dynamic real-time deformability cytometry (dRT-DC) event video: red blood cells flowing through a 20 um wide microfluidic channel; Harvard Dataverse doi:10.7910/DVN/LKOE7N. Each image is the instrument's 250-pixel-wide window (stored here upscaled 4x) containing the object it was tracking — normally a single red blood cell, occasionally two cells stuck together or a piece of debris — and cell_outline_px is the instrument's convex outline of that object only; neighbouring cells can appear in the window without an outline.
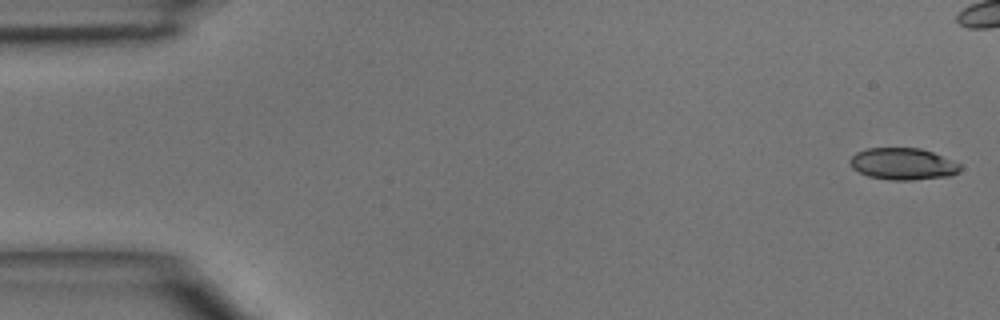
{"species": "common noctule bat (a hibernating species)", "species_latin": "Nyctalus noctula", "temperature_condition": "room temperature", "stored_images_in_passage": 5, "camera_frame_rate_fps": 3000, "um_per_image_px": 0.085, "animal": {"sex": "male", "body_mass_g": 15.6}, "frame": {"image": 1, "passage_image": 1, "time_ms": 0.0, "image_size_px": [1000, 320], "cell_outline_px": [[960, 168], [952, 176], [912, 180], [892, 180], [868, 176], [852, 168], [848, 160], [856, 152], [868, 148], [920, 148], [932, 152], [960, 164]], "centroid_in_image_um": [76.71, 13.93], "position_along_channel_um": 8.3, "area_um2": 20.29}}